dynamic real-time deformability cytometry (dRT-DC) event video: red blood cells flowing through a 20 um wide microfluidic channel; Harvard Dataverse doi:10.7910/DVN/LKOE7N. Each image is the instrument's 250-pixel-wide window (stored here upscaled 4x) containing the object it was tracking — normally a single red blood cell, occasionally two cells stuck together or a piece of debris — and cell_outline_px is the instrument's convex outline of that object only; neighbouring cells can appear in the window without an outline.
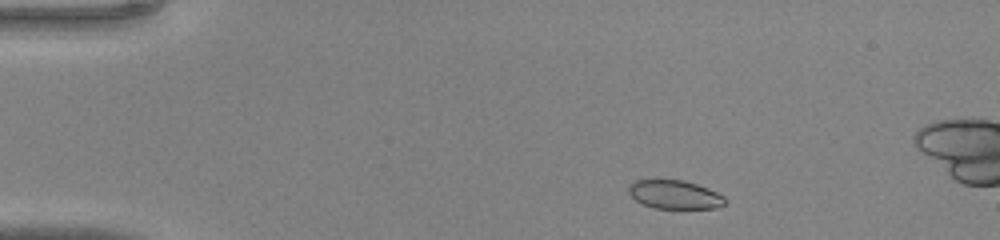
{"species": "common noctule bat (a hibernating species)", "species_latin": "Nyctalus noctula", "temperature_condition": "warm", "stored_images_in_passage": 43, "camera_frame_rate_fps": 3000, "um_per_image_px": 0.085, "animal": {"sex": "male", "body_mass_g": 20.0, "forearm_length_mm": 53.3}, "frame": {"image": 1, "passage_image": 4, "time_ms": 1.0, "image_size_px": [1000, 240], "cell_outline_px": [[728, 200], [724, 204], [716, 208], [656, 208], [644, 204], [636, 200], [628, 192], [628, 184], [636, 180], [684, 180], [708, 188], [724, 196]], "centroid_in_image_um": [57.36, 16.53], "position_along_channel_um": 27.6, "area_um2": 16.01}}
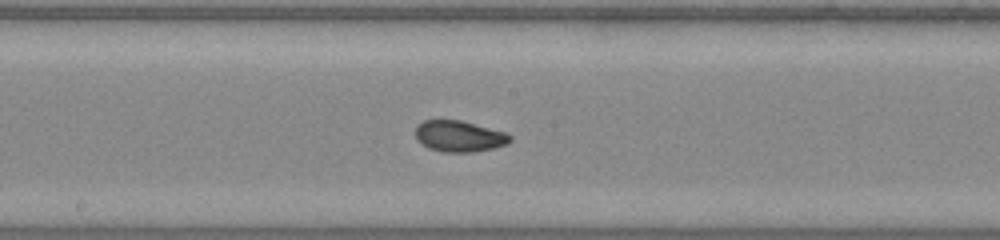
{"frame": {"image": 2, "passage_image": 21, "time_ms": 6.667, "image_size_px": [1000, 240], "cell_outline_px": [[512, 140], [508, 144], [496, 148], [472, 152], [444, 152], [428, 148], [416, 140], [416, 124], [424, 120], [460, 120], [504, 132], [512, 136]], "centroid_in_image_um": [39.03, 11.59], "position_along_channel_um": 209.2, "area_um2": 17.28}}
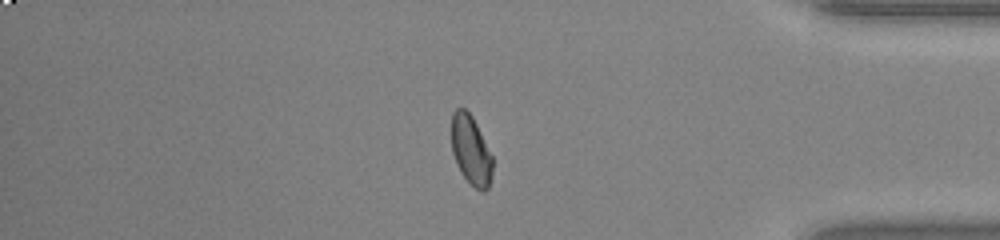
{"frame": {"image": 3, "passage_image": 35, "time_ms": 11.333, "image_size_px": [1000, 240], "cell_outline_px": [[492, 176], [488, 188], [484, 192], [480, 192], [460, 172], [456, 164], [452, 152], [452, 112], [456, 108], [464, 108], [472, 116], [492, 156]], "centroid_in_image_um": [40.02, 12.78], "position_along_channel_um": 395.2, "area_um2": 16.47}}